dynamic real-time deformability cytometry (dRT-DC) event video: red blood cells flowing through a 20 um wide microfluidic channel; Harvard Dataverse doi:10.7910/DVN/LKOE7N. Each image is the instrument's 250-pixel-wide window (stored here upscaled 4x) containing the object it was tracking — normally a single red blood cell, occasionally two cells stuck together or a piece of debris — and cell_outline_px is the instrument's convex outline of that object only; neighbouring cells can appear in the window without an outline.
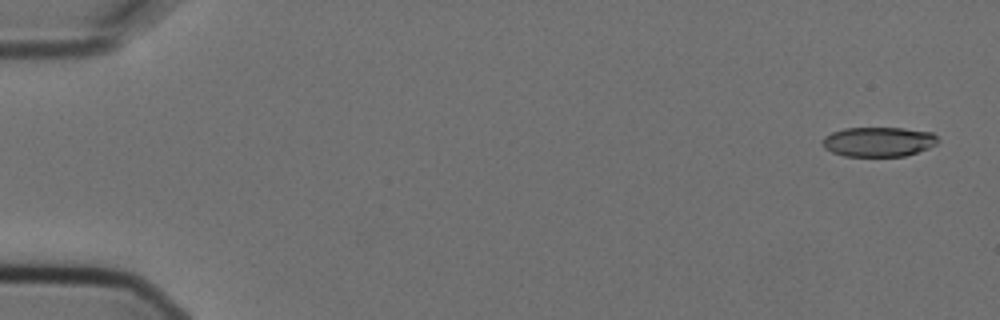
{"species": "Egyptian fruit bat (a non-hibernating species)", "species_latin": "Rousettus aegyptiacus", "temperature_condition": "cold", "stored_images_in_passage": 5, "camera_frame_rate_fps": 3000, "um_per_image_px": 0.085, "animal": {"sex": "female"}, "frame": {"image": 1, "passage_image": 1, "time_ms": 0.0, "image_size_px": [1000, 320], "cell_outline_px": [[940, 140], [936, 144], [928, 148], [904, 156], [844, 156], [832, 152], [824, 148], [824, 136], [832, 132], [844, 128], [904, 128], [932, 132]], "centroid_in_image_um": [74.69, 12.04], "position_along_channel_um": 10.3, "area_um2": 19.88}}
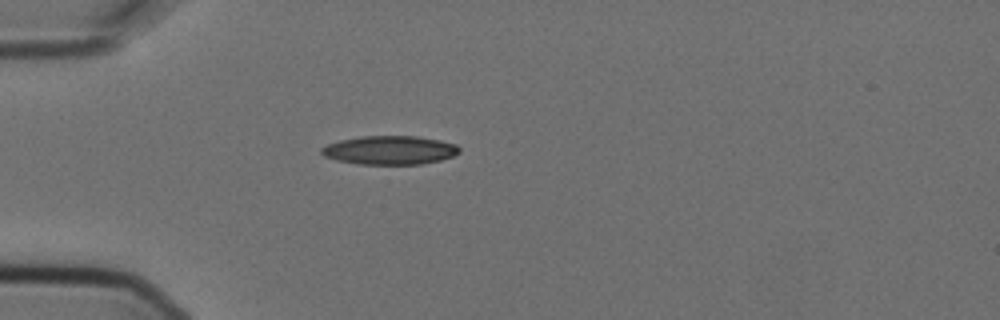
{"frame": {"image": 2, "passage_image": 5, "time_ms": 1.333, "image_size_px": [1000, 320], "cell_outline_px": [[460, 152], [452, 156], [440, 160], [424, 164], [360, 164], [336, 160], [324, 156], [320, 152], [320, 148], [328, 144], [340, 140], [360, 136], [416, 136], [440, 140], [456, 144], [460, 148]], "centroid_in_image_um": [33.13, 12.76], "position_along_channel_um": 51.9, "area_um2": 23.12}}